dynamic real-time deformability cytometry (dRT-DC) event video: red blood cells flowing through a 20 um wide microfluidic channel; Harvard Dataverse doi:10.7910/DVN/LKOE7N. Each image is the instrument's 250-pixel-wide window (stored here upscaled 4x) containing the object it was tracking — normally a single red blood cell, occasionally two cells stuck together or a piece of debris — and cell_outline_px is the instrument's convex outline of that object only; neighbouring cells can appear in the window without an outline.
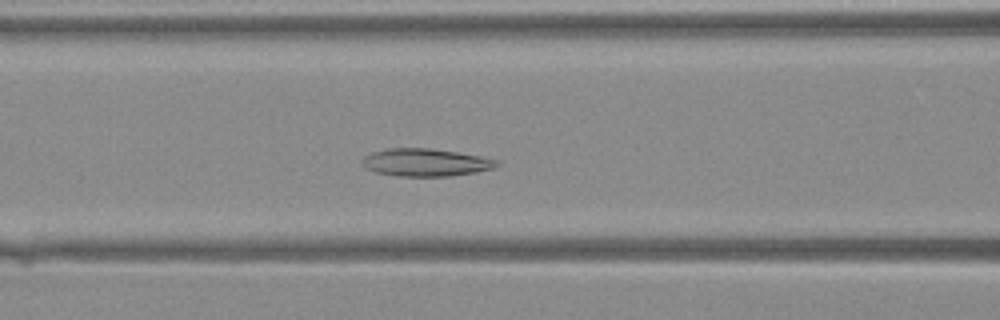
{"species": "Egyptian fruit bat (a non-hibernating species)", "species_latin": "Rousettus aegyptiacus", "temperature_condition": "warm", "stored_images_in_passage": 40, "camera_frame_rate_fps": 3000, "um_per_image_px": 0.085, "animal": {"sex": "female"}, "frame": {"image": 1, "passage_image": 15, "time_ms": 4.667, "image_size_px": [1000, 320], "cell_outline_px": [[500, 164], [496, 168], [476, 172], [448, 176], [396, 176], [376, 172], [364, 168], [360, 160], [364, 156], [372, 152], [388, 148], [428, 148], [456, 152], [480, 156], [500, 160]], "centroid_in_image_um": [36.17, 13.81], "position_along_channel_um": 130.4, "area_um2": 21.85}}
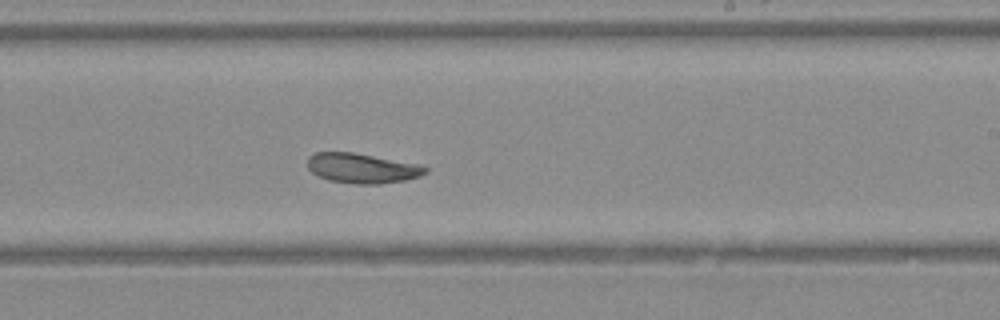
{"frame": {"image": 2, "passage_image": 23, "time_ms": 7.333, "image_size_px": [1000, 320], "cell_outline_px": [[428, 172], [420, 176], [404, 180], [380, 184], [356, 184], [328, 180], [312, 172], [308, 168], [308, 156], [316, 152], [352, 152], [420, 164], [428, 168]], "centroid_in_image_um": [30.79, 14.3], "position_along_channel_um": 258.2, "area_um2": 20.52}}
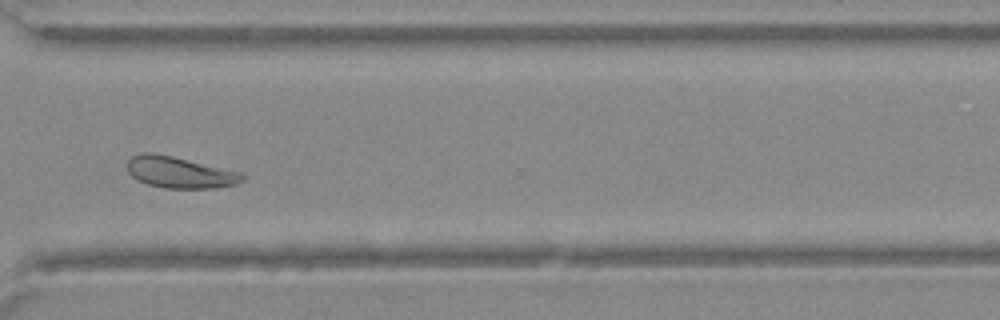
{"frame": {"image": 3, "passage_image": 29, "time_ms": 9.333, "image_size_px": [1000, 320], "cell_outline_px": [[248, 176], [244, 180], [236, 184], [216, 188], [164, 188], [148, 184], [136, 180], [128, 172], [128, 160], [132, 156], [144, 152], [152, 152], [172, 156], [240, 172]], "centroid_in_image_um": [15.29, 14.66], "position_along_channel_um": 355.3, "area_um2": 21.04}}